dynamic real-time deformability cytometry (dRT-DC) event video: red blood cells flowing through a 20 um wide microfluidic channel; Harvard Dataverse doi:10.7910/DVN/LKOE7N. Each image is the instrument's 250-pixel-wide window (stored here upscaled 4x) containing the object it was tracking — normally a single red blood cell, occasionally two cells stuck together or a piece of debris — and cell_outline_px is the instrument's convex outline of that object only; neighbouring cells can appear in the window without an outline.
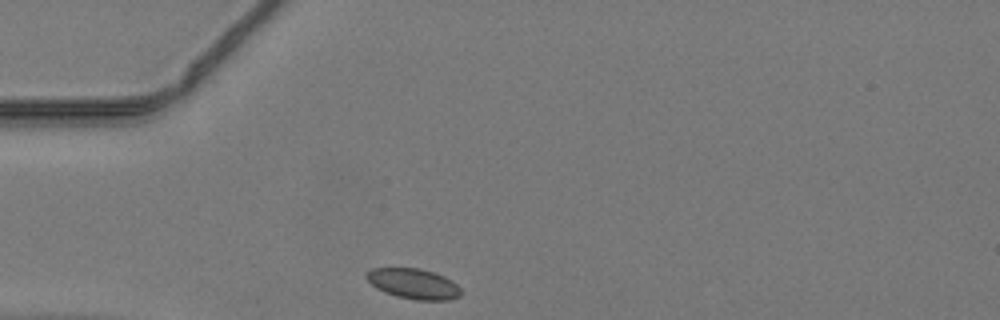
{"species": "common noctule bat (a hibernating species)", "species_latin": "Nyctalus noctula", "temperature_condition": "warm", "stored_images_in_passage": 35, "camera_frame_rate_fps": 3000, "um_per_image_px": 0.085, "animal": {"sex": "male", "body_mass_g": 19.2, "forearm_length_mm": 51.8}, "frame": {"image": 1, "passage_image": 1, "time_ms": 0.0, "image_size_px": [1000, 320], "cell_outline_px": [[464, 292], [460, 296], [448, 300], [416, 300], [396, 296], [384, 292], [376, 288], [364, 276], [364, 272], [372, 268], [420, 268], [444, 276], [452, 280]], "centroid_in_image_um": [35.14, 24.12], "position_along_channel_um": 49.9, "area_um2": 16.88}}
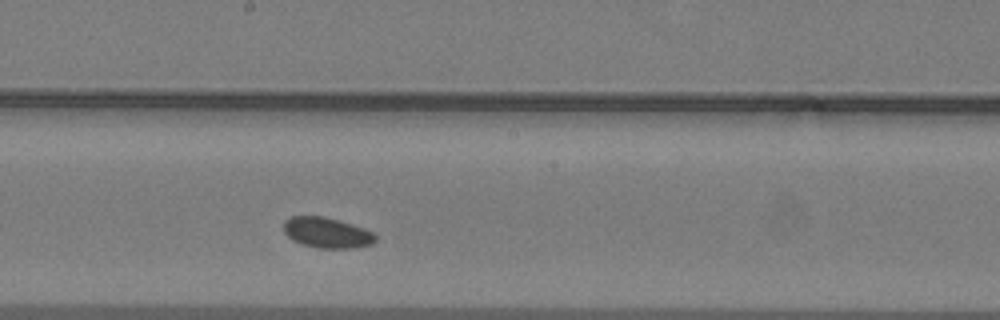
{"frame": {"image": 2, "passage_image": 14, "time_ms": 4.333, "image_size_px": [1000, 320], "cell_outline_px": [[376, 240], [372, 244], [356, 248], [316, 248], [292, 240], [284, 232], [284, 220], [292, 216], [324, 216], [352, 224], [364, 228], [372, 232], [376, 236]], "centroid_in_image_um": [27.79, 19.78], "position_along_channel_um": 220.4, "area_um2": 16.36}}
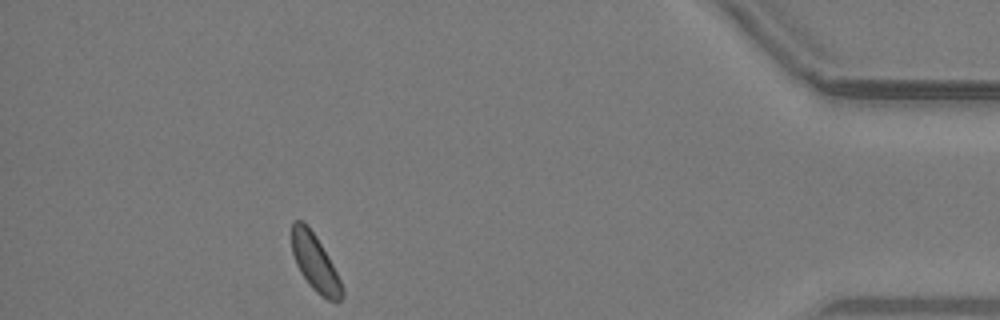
{"frame": {"image": 3, "passage_image": 31, "time_ms": 10.0, "image_size_px": [1000, 320], "cell_outline_px": [[344, 296], [336, 304], [320, 296], [312, 288], [300, 272], [296, 264], [292, 252], [292, 220], [304, 220], [308, 224], [316, 236], [328, 256], [344, 288]], "centroid_in_image_um": [26.79, 22.35], "position_along_channel_um": 408.4, "area_um2": 16.82}}